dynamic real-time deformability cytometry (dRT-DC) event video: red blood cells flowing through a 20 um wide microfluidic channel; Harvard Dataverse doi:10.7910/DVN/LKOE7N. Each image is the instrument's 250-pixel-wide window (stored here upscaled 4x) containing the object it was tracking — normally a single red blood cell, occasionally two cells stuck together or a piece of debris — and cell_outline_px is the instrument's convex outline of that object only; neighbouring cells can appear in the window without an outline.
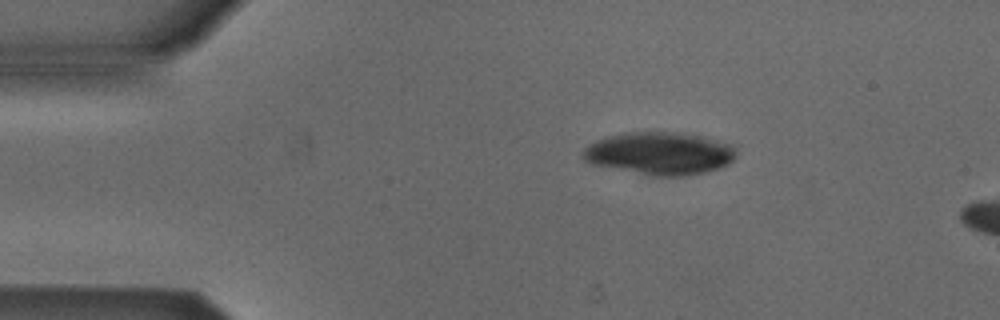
{"species": "Egyptian fruit bat (a non-hibernating species)", "species_latin": "Rousettus aegyptiacus", "temperature_condition": "cold", "stored_images_in_passage": 3, "camera_frame_rate_fps": 3000, "um_per_image_px": 0.085, "animal": {"sex": "male"}, "frame": {"image": 1, "passage_image": 1, "time_ms": 0.0, "image_size_px": [1000, 320], "cell_outline_px": [[736, 156], [728, 164], [720, 168], [688, 176], [652, 176], [592, 164], [584, 160], [580, 156], [584, 148], [588, 144], [604, 136], [628, 132], [672, 132], [700, 136], [736, 144]], "centroid_in_image_um": [56.07, 13.04], "position_along_channel_um": 28.9, "area_um2": 38.49}}